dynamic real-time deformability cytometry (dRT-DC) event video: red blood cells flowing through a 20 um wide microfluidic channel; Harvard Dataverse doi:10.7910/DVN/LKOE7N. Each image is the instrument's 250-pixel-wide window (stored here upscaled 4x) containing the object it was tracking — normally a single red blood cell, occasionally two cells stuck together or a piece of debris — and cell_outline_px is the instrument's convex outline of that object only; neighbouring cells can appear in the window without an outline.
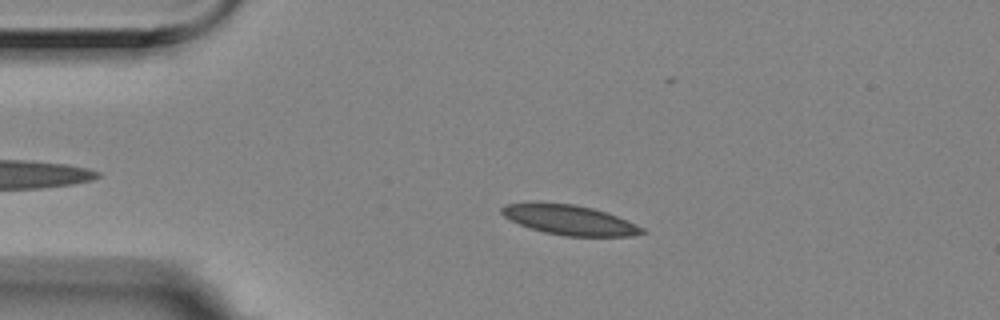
{"species": "Egyptian fruit bat (a non-hibernating species)", "species_latin": "Rousettus aegyptiacus", "temperature_condition": "room temperature", "stored_images_in_passage": 6, "camera_frame_rate_fps": 3000, "um_per_image_px": 0.085, "animal": {"sex": "female"}, "frame": {"image": 1, "passage_image": 4, "time_ms": 1.0, "image_size_px": [1000, 320], "cell_outline_px": [[648, 232], [632, 236], [564, 236], [544, 232], [520, 224], [504, 216], [500, 212], [500, 208], [504, 204], [572, 204], [592, 208], [616, 216], [636, 224], [644, 228]], "centroid_in_image_um": [48.47, 18.72], "position_along_channel_um": 36.5, "area_um2": 23.76}}
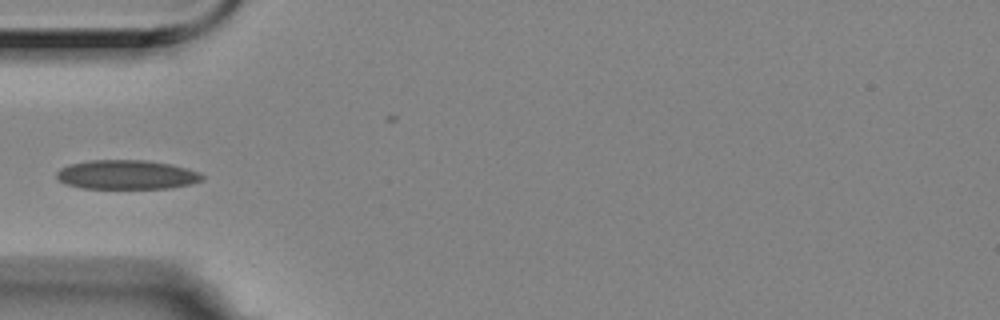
{"frame": {"image": 2, "passage_image": 5, "time_ms": 1.333, "image_size_px": [1000, 320], "cell_outline_px": [[204, 180], [192, 184], [168, 188], [80, 188], [68, 184], [60, 180], [56, 176], [56, 172], [60, 168], [72, 164], [88, 160], [148, 160], [168, 164], [200, 172], [204, 176]], "centroid_in_image_um": [10.79, 14.85], "position_along_channel_um": 74.2, "area_um2": 24.68}}